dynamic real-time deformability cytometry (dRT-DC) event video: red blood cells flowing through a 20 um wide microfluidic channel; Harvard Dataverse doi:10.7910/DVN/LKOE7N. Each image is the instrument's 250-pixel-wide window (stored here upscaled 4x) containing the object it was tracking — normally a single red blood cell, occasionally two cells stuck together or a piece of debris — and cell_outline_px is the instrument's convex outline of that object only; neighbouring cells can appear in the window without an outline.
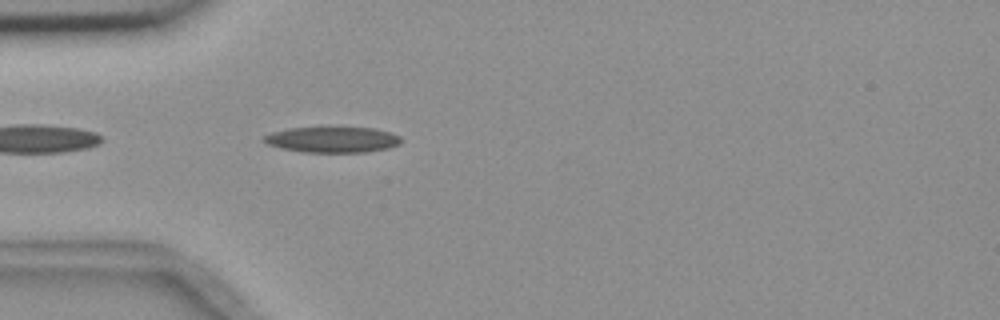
{"species": "common noctule bat (a hibernating species)", "species_latin": "Nyctalus noctula", "temperature_condition": "room temperature", "stored_images_in_passage": 5, "camera_frame_rate_fps": 3000, "um_per_image_px": 0.085, "animal": {"sex": "female", "body_mass_g": 18.4}, "frame": {"image": 1, "passage_image": 5, "time_ms": 4.333, "image_size_px": [1000, 320], "cell_outline_px": [[400, 144], [388, 148], [364, 152], [304, 152], [280, 148], [268, 144], [260, 140], [260, 136], [272, 132], [288, 128], [320, 124], [376, 128], [392, 132], [400, 136]], "centroid_in_image_um": [28.2, 11.8], "position_along_channel_um": 56.8, "area_um2": 21.91}}